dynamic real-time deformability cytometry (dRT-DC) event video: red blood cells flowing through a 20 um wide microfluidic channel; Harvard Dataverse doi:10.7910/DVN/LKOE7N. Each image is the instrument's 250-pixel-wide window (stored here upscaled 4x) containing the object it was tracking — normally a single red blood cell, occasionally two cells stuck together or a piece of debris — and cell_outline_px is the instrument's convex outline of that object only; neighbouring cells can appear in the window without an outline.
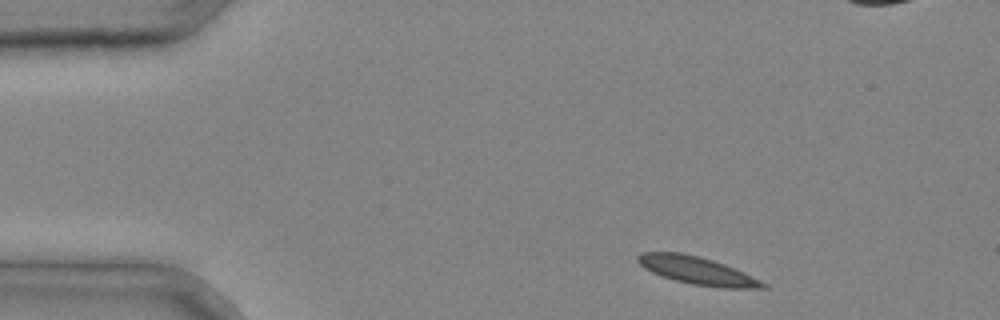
{"species": "common noctule bat (a hibernating species)", "species_latin": "Nyctalus noctula", "temperature_condition": "cold", "stored_images_in_passage": 3, "camera_frame_rate_fps": 3000, "um_per_image_px": 0.085, "animal": {"sex": "male", "body_mass_g": 20.4}, "frame": {"image": 1, "passage_image": 1, "time_ms": 0.0, "image_size_px": [1000, 320], "cell_outline_px": [[768, 288], [724, 288], [692, 284], [676, 280], [652, 272], [644, 268], [636, 260], [636, 256], [640, 252], [680, 252], [700, 256], [724, 264], [744, 272], [768, 284]], "centroid_in_image_um": [59.26, 22.99], "position_along_channel_um": 25.7, "area_um2": 20.11}}